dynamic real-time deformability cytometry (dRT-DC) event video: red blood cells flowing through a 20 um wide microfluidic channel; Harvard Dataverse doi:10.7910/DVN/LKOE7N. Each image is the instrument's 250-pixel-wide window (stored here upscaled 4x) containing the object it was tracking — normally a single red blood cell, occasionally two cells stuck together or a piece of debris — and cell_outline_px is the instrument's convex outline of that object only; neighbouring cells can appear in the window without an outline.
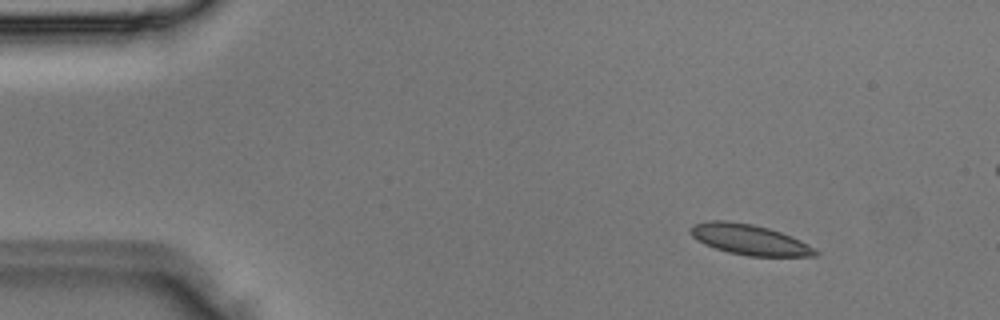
{"species": "Egyptian fruit bat (a non-hibernating species)", "species_latin": "Rousettus aegyptiacus", "temperature_condition": "room temperature", "stored_images_in_passage": 4, "camera_frame_rate_fps": 3000, "um_per_image_px": 0.085, "animal": {"sex": "male"}, "frame": {"image": 1, "passage_image": 2, "time_ms": 0.333, "image_size_px": [1000, 320], "cell_outline_px": [[820, 252], [816, 256], [748, 256], [728, 252], [704, 244], [696, 240], [688, 232], [692, 224], [708, 220], [728, 220], [752, 224], [768, 228], [792, 236], [800, 240]], "centroid_in_image_um": [63.65, 20.35], "position_along_channel_um": 21.3, "area_um2": 22.25}}